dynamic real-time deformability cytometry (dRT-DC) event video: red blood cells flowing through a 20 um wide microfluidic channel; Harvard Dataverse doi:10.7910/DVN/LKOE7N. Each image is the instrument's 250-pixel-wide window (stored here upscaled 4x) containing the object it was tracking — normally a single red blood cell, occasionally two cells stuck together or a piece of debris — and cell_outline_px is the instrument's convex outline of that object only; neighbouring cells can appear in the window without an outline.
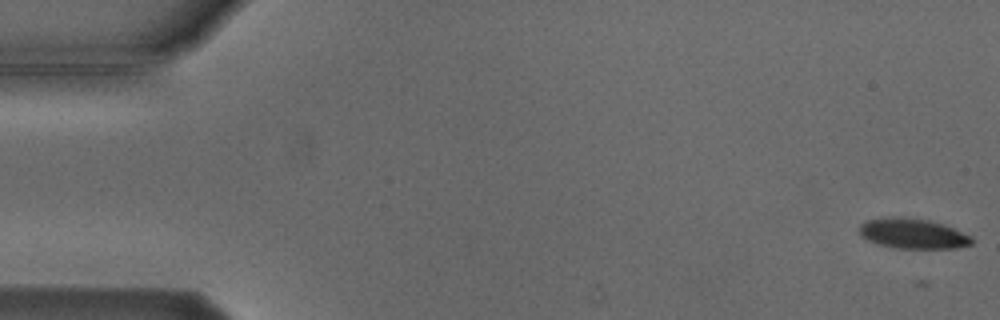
{"species": "Egyptian fruit bat (a non-hibernating species)", "species_latin": "Rousettus aegyptiacus", "temperature_condition": "cold", "stored_images_in_passage": 6, "segment_of_instrument_passage": [1, 2], "camera_frame_rate_fps": 3000, "um_per_image_px": 0.085, "animal": {"sex": "male"}, "frame": {"image": 1, "passage_image": 1, "time_ms": 0.0, "image_size_px": [1000, 320], "cell_outline_px": [[972, 244], [956, 248], [896, 248], [880, 244], [868, 240], [860, 236], [860, 224], [864, 220], [892, 216], [904, 216], [928, 220], [952, 228], [972, 236]], "centroid_in_image_um": [77.55, 19.84], "position_along_channel_um": 7.4, "area_um2": 19.71}}
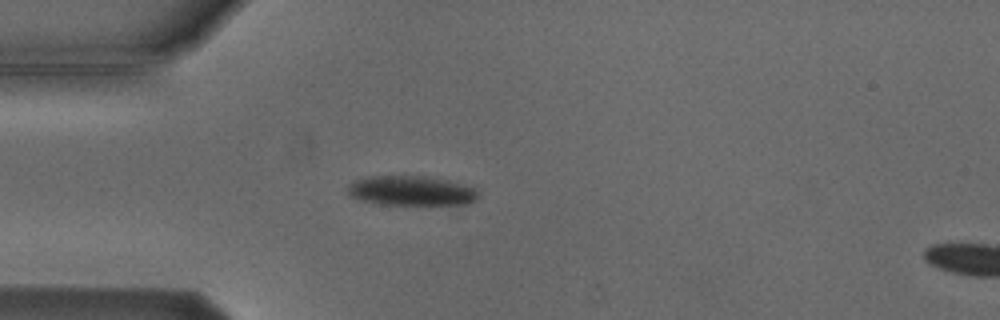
{"frame": {"image": 2, "passage_image": 5, "time_ms": 4.667, "image_size_px": [1000, 320], "cell_outline_px": [[476, 200], [468, 204], [380, 204], [348, 196], [348, 184], [356, 180], [368, 176], [428, 176], [476, 188]], "centroid_in_image_um": [34.91, 16.21], "position_along_channel_um": 50.1, "area_um2": 22.25}}